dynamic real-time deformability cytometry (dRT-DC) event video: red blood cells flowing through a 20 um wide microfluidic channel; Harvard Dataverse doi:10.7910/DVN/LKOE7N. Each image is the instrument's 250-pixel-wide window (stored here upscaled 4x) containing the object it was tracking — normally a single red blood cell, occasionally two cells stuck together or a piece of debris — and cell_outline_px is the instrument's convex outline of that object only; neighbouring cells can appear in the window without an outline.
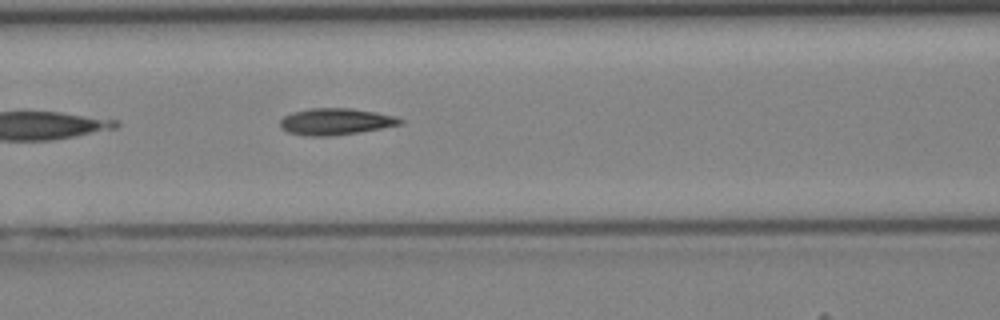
{"species": "Egyptian fruit bat (a non-hibernating species)", "species_latin": "Rousettus aegyptiacus", "temperature_condition": "cold", "stored_images_in_passage": 42, "camera_frame_rate_fps": 3000, "um_per_image_px": 0.085, "animal": {"sex": "female"}, "frame": {"image": 1, "passage_image": 19, "time_ms": 6.0, "image_size_px": [1000, 320], "cell_outline_px": [[404, 124], [360, 132], [332, 136], [304, 136], [288, 132], [280, 128], [280, 120], [284, 116], [292, 112], [312, 108], [348, 108], [372, 112], [392, 116], [404, 120]], "centroid_in_image_um": [28.49, 10.35], "position_along_channel_um": 138.1, "area_um2": 18.55}}
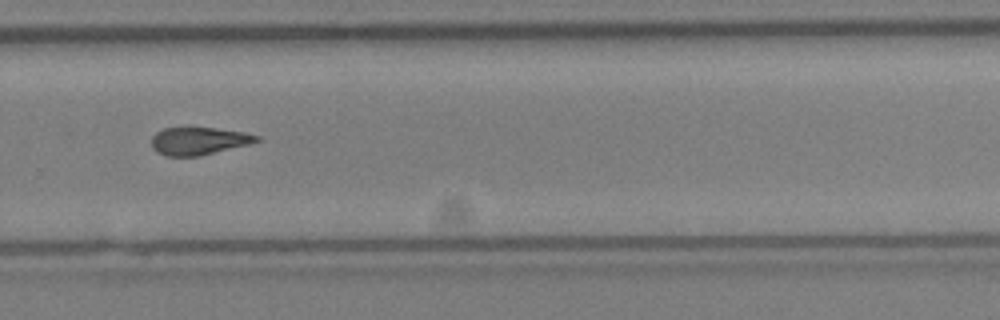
{"frame": {"image": 2, "passage_image": 30, "time_ms": 9.667, "image_size_px": [1000, 320], "cell_outline_px": [[260, 140], [248, 144], [200, 156], [164, 156], [156, 152], [152, 148], [152, 136], [156, 132], [164, 128], [216, 128], [244, 132], [260, 136]], "centroid_in_image_um": [16.87, 11.99], "position_along_channel_um": 312.9, "area_um2": 16.88}}